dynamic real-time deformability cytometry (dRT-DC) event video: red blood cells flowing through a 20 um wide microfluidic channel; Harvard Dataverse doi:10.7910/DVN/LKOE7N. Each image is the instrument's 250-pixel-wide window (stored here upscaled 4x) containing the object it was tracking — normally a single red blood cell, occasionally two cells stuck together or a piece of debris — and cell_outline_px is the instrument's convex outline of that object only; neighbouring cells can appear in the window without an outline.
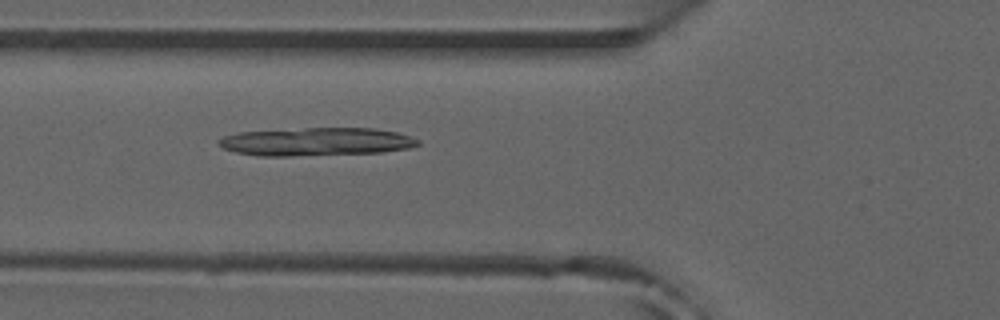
{"species": "common noctule bat (a hibernating species)", "species_latin": "Nyctalus noctula", "temperature_condition": "room temperature", "stored_images_in_passage": 38, "camera_frame_rate_fps": 3000, "um_per_image_px": 0.085, "animal": {"sex": "male", "forearm_length_mm": 52.5}, "frame": {"image": 1, "passage_image": 12, "time_ms": 3.667, "image_size_px": [1000, 320], "cell_outline_px": [[420, 144], [408, 148], [384, 152], [292, 156], [256, 156], [236, 152], [224, 148], [216, 144], [216, 140], [224, 136], [240, 132], [308, 128], [376, 128], [396, 132], [412, 136], [420, 140]], "centroid_in_image_um": [26.89, 12.05], "position_along_channel_um": 98.9, "area_um2": 32.83}}